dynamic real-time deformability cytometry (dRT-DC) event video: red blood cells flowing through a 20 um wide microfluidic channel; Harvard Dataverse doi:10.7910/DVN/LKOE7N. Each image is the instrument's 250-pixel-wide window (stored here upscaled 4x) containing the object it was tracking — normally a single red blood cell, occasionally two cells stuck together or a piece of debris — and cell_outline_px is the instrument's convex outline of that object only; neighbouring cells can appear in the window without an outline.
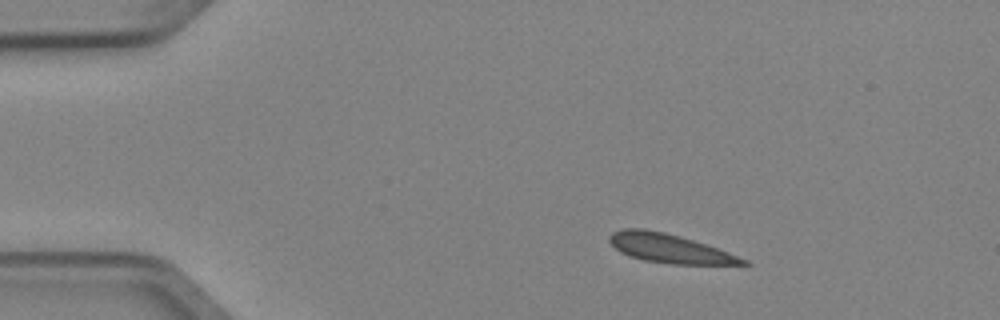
{"species": "Egyptian fruit bat (a non-hibernating species)", "species_latin": "Rousettus aegyptiacus", "temperature_condition": "cold", "stored_images_in_passage": 3, "camera_frame_rate_fps": 3000, "um_per_image_px": 0.085, "animal": {"sex": "female"}, "frame": {"image": 1, "passage_image": 1, "time_ms": 0.0, "image_size_px": [1000, 320], "cell_outline_px": [[752, 264], [672, 264], [644, 260], [628, 256], [620, 252], [608, 240], [608, 236], [612, 232], [624, 228], [644, 228], [664, 232], [692, 240], [728, 252], [748, 260]], "centroid_in_image_um": [56.85, 21.11], "position_along_channel_um": 28.1, "area_um2": 22.25}}
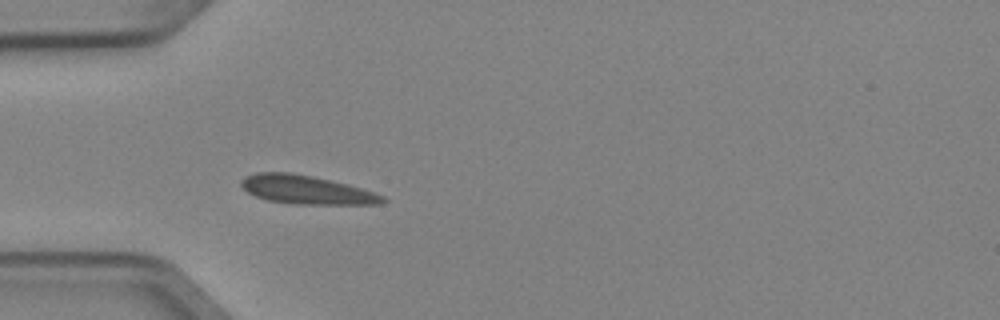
{"frame": {"image": 2, "passage_image": 3, "time_ms": 0.667, "image_size_px": [1000, 320], "cell_outline_px": [[388, 200], [380, 204], [292, 204], [268, 200], [256, 196], [248, 192], [240, 184], [240, 180], [244, 176], [256, 172], [292, 172], [312, 176], [348, 184], [384, 196]], "centroid_in_image_um": [26.02, 16.12], "position_along_channel_um": 59.0, "area_um2": 23.58}}